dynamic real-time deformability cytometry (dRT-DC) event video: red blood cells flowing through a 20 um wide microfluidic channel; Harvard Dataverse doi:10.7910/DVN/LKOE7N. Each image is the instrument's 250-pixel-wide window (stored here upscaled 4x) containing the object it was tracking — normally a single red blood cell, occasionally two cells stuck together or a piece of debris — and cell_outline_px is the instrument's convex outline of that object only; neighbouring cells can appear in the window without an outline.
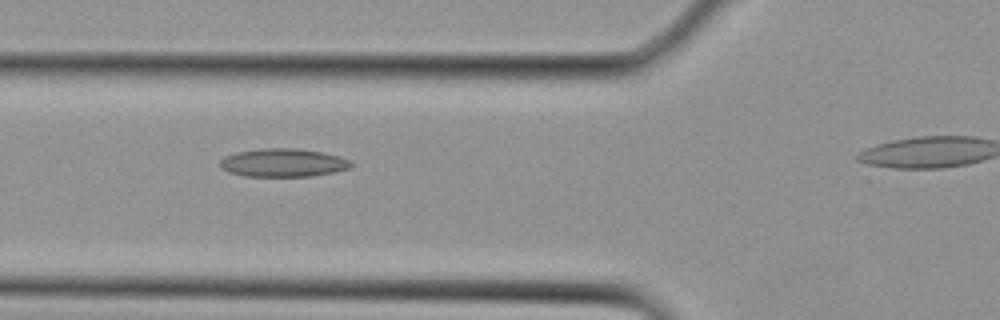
{"species": "Egyptian fruit bat (a non-hibernating species)", "species_latin": "Rousettus aegyptiacus", "temperature_condition": "cold", "stored_images_in_passage": 21, "camera_frame_rate_fps": 3000, "um_per_image_px": 0.085, "animal": {"sex": "female"}, "frame": {"image": 1, "passage_image": 5, "time_ms": 1.333, "image_size_px": [1000, 320], "cell_outline_px": [[352, 168], [336, 172], [312, 176], [244, 176], [228, 172], [220, 164], [220, 160], [224, 156], [236, 152], [264, 148], [296, 148], [320, 152], [340, 156], [352, 160]], "centroid_in_image_um": [24.11, 13.83], "position_along_channel_um": 101.7, "area_um2": 21.68}}
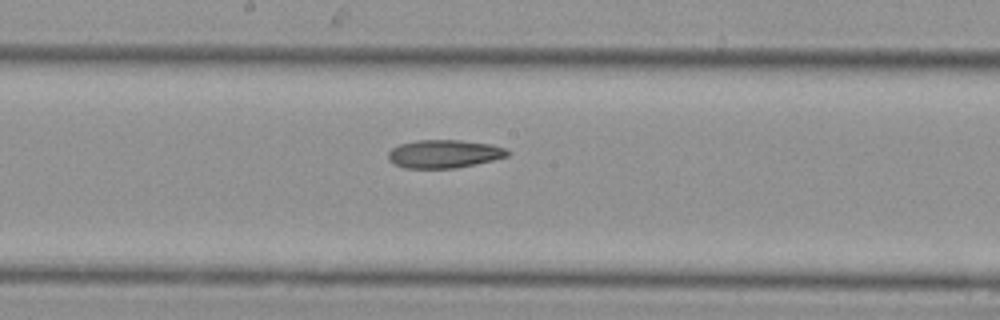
{"frame": {"image": 2, "passage_image": 10, "time_ms": 3.0, "image_size_px": [1000, 320], "cell_outline_px": [[512, 152], [508, 156], [476, 164], [456, 168], [404, 168], [392, 164], [388, 160], [388, 152], [392, 148], [400, 144], [416, 140], [460, 140], [492, 144], [504, 148]], "centroid_in_image_um": [37.74, 13.08], "position_along_channel_um": 210.5, "area_um2": 19.77}}
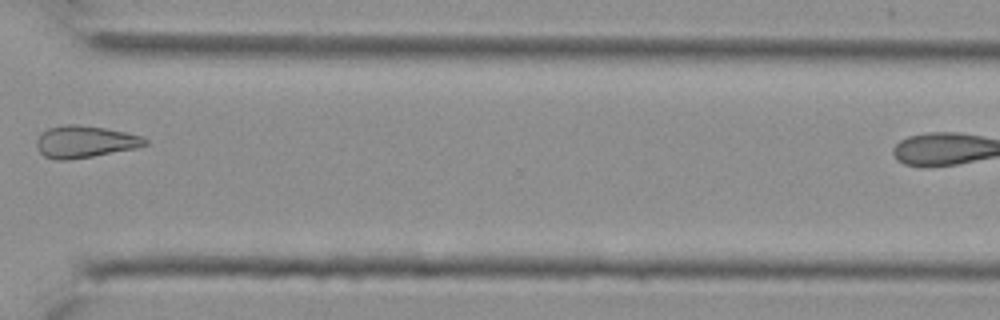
{"frame": {"image": 3, "passage_image": 17, "time_ms": 5.333, "image_size_px": [1000, 320], "cell_outline_px": [[148, 144], [136, 148], [92, 156], [68, 160], [56, 160], [44, 156], [36, 148], [36, 140], [48, 128], [64, 124], [76, 124], [104, 128], [124, 132], [140, 136], [148, 140]], "centroid_in_image_um": [7.19, 12.05], "position_along_channel_um": 363.4, "area_um2": 20.06}}